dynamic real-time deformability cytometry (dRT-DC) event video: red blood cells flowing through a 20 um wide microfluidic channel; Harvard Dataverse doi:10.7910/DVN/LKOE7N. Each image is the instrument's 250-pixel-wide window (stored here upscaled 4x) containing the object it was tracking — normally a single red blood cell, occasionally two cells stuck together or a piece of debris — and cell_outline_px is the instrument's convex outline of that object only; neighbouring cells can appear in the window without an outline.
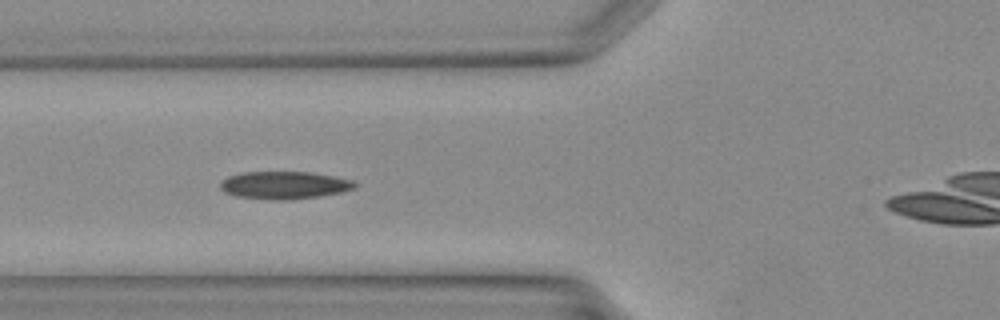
{"species": "Egyptian fruit bat (a non-hibernating species)", "species_latin": "Rousettus aegyptiacus", "temperature_condition": "warm", "stored_images_in_passage": 35, "camera_frame_rate_fps": 3000, "um_per_image_px": 0.085, "animal": {"sex": "female"}, "frame": {"image": 1, "passage_image": 16, "time_ms": 5.0, "image_size_px": [1000, 320], "cell_outline_px": [[356, 188], [340, 192], [320, 196], [284, 200], [276, 200], [236, 196], [224, 192], [220, 188], [220, 184], [228, 176], [244, 172], [308, 172], [332, 176], [352, 180], [356, 184]], "centroid_in_image_um": [24.15, 15.74], "position_along_channel_um": 101.6, "area_um2": 21.39}}